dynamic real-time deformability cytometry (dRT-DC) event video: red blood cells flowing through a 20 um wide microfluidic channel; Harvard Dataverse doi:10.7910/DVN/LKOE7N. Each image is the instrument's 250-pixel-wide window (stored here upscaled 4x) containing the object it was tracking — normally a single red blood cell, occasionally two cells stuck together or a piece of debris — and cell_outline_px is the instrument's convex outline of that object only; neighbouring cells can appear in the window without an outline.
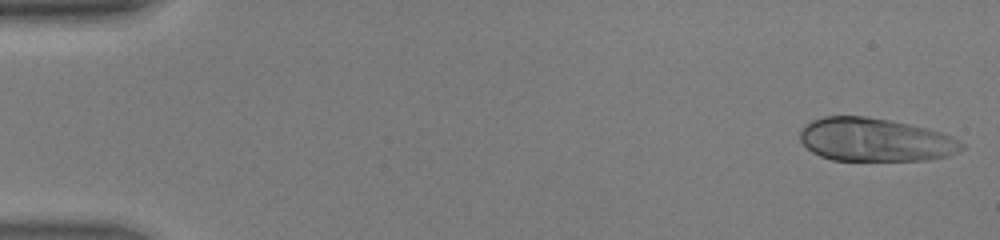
{"species": "human", "species_latin": "Homo sapiens", "temperature_condition": "warm", "stored_images_in_passage": 45, "camera_frame_rate_fps": 3000, "um_per_image_px": 0.085, "donor": {"sex": "male"}, "frame": {"image": 1, "passage_image": 1, "time_ms": 0.0, "image_size_px": [1000, 240], "cell_outline_px": [[964, 148], [948, 156], [928, 160], [832, 160], [820, 156], [812, 152], [800, 140], [800, 128], [804, 124], [812, 120], [824, 116], [868, 116], [908, 124], [940, 132], [952, 136], [960, 140], [964, 144]], "centroid_in_image_um": [74.37, 11.88], "position_along_channel_um": 10.6, "area_um2": 40.86}}
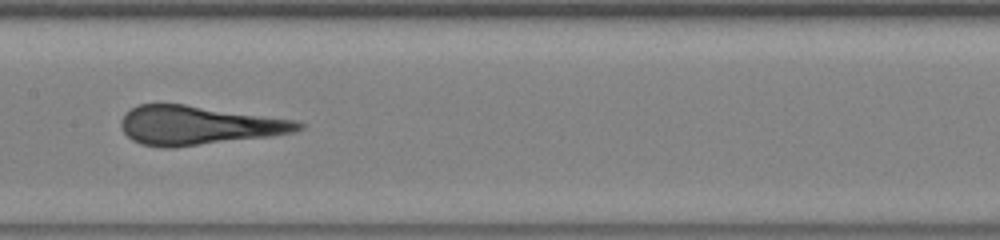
{"frame": {"image": 2, "passage_image": 23, "time_ms": 7.333, "image_size_px": [1000, 240], "cell_outline_px": [[304, 128], [296, 132], [272, 136], [172, 148], [160, 148], [140, 144], [132, 140], [124, 132], [120, 124], [120, 120], [124, 112], [136, 104], [184, 104], [296, 120], [304, 124]], "centroid_in_image_um": [16.85, 10.66], "position_along_channel_um": 190.6, "area_um2": 40.58}}
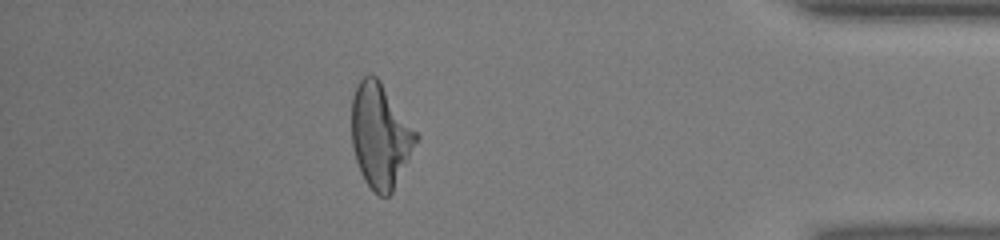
{"frame": {"image": 3, "passage_image": 40, "time_ms": 13.0, "image_size_px": [1000, 240], "cell_outline_px": [[420, 136], [392, 192], [388, 196], [380, 196], [364, 180], [360, 172], [352, 148], [352, 96], [356, 84], [368, 72], [376, 76], [380, 80]], "centroid_in_image_um": [32.31, 11.49], "position_along_channel_um": 402.9, "area_um2": 39.07}}